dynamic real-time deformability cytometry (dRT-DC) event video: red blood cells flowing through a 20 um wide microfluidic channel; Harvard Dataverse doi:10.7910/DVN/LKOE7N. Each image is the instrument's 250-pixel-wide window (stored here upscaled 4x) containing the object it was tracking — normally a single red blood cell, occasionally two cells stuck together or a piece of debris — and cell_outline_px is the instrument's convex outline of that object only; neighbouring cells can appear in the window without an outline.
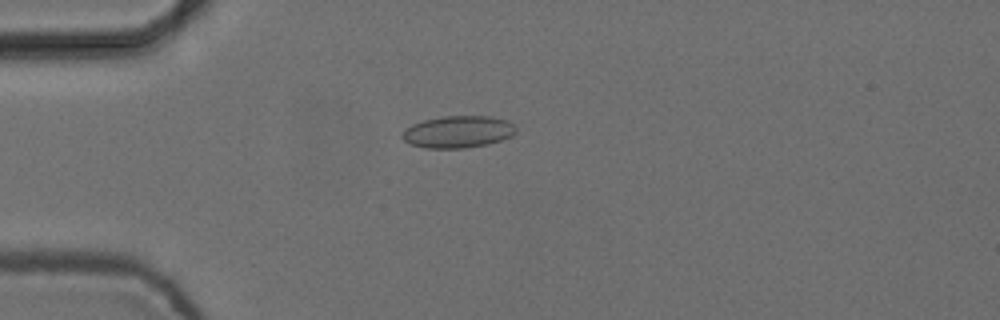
{"species": "common noctule bat (a hibernating species)", "species_latin": "Nyctalus noctula", "temperature_condition": "cold", "stored_images_in_passage": 7, "camera_frame_rate_fps": 3000, "um_per_image_px": 0.085, "animal": {"sex": "female", "body_mass_g": 24.6, "forearm_length_mm": 56.2}, "frame": {"image": 1, "passage_image": 5, "time_ms": 1.333, "image_size_px": [1000, 320], "cell_outline_px": [[516, 132], [512, 136], [488, 144], [464, 148], [424, 148], [412, 144], [404, 140], [400, 136], [404, 128], [412, 124], [424, 120], [444, 116], [488, 116], [508, 120], [516, 128]], "centroid_in_image_um": [38.91, 11.2], "position_along_channel_um": 46.1, "area_um2": 21.27}}
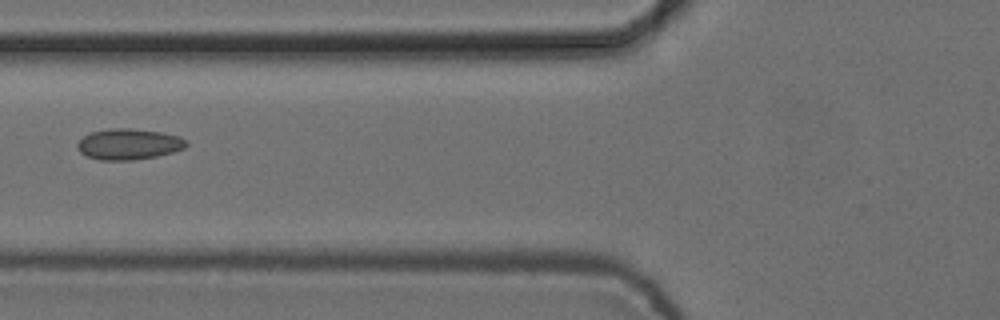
{"frame": {"image": 2, "passage_image": 7, "time_ms": 2.0, "image_size_px": [1000, 320], "cell_outline_px": [[188, 144], [184, 148], [172, 152], [156, 156], [132, 160], [100, 160], [88, 156], [80, 152], [76, 148], [76, 144], [84, 136], [92, 132], [108, 128], [132, 128], [160, 132], [180, 136], [188, 140]], "centroid_in_image_um": [10.95, 12.24], "position_along_channel_um": 114.9, "area_um2": 19.65}}